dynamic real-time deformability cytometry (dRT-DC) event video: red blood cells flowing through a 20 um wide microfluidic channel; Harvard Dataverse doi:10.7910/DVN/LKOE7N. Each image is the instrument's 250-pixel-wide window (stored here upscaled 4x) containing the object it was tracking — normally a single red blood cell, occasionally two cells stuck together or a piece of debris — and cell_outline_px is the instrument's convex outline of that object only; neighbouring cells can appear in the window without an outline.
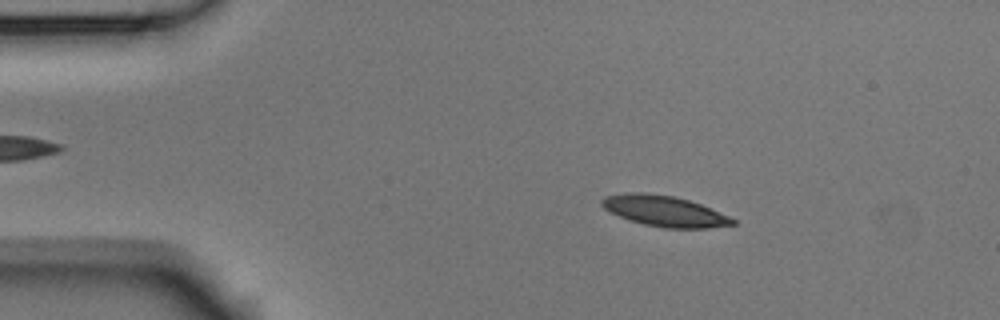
{"species": "Egyptian fruit bat (a non-hibernating species)", "species_latin": "Rousettus aegyptiacus", "temperature_condition": "room temperature", "stored_images_in_passage": 8, "camera_frame_rate_fps": 3000, "um_per_image_px": 0.085, "animal": {"sex": "male"}, "frame": {"image": 1, "passage_image": 2, "time_ms": 0.333, "image_size_px": [1000, 320], "cell_outline_px": [[736, 224], [708, 228], [664, 228], [644, 224], [628, 220], [604, 208], [600, 204], [600, 200], [604, 196], [628, 192], [644, 192], [672, 196], [688, 200], [700, 204], [728, 216], [736, 220]], "centroid_in_image_um": [56.45, 17.94], "position_along_channel_um": 28.6, "area_um2": 23.29}}
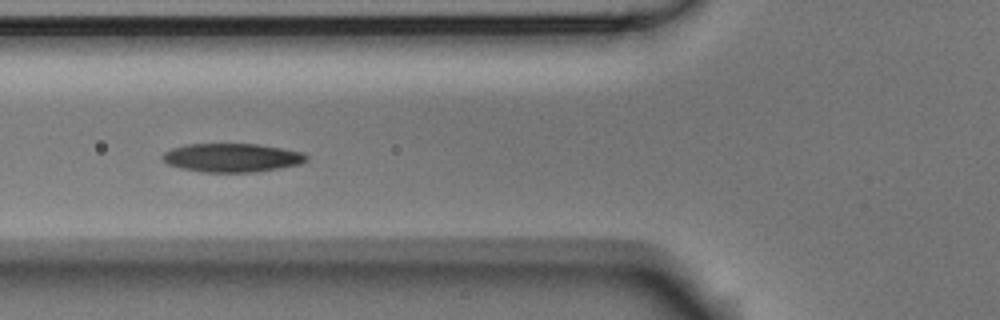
{"frame": {"image": 2, "passage_image": 5, "time_ms": 1.333, "image_size_px": [1000, 320], "cell_outline_px": [[308, 160], [300, 164], [280, 168], [256, 172], [200, 172], [180, 168], [168, 164], [160, 156], [164, 152], [172, 148], [184, 144], [260, 144], [304, 152], [308, 156]], "centroid_in_image_um": [19.73, 13.4], "position_along_channel_um": 106.1, "area_um2": 24.28}}
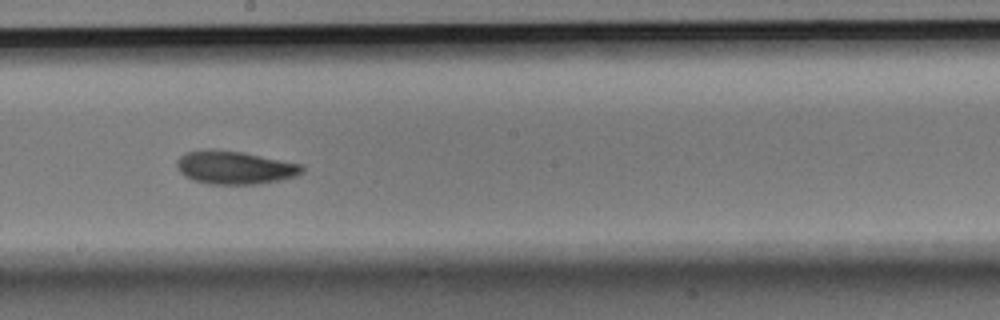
{"frame": {"image": 3, "passage_image": 8, "time_ms": 2.333, "image_size_px": [1000, 320], "cell_outline_px": [[304, 172], [296, 176], [280, 180], [256, 184], [208, 184], [192, 180], [184, 176], [180, 172], [176, 164], [176, 160], [184, 152], [204, 148], [212, 148], [244, 152], [304, 164]], "centroid_in_image_um": [19.94, 14.22], "position_along_channel_um": 228.3, "area_um2": 24.8}}